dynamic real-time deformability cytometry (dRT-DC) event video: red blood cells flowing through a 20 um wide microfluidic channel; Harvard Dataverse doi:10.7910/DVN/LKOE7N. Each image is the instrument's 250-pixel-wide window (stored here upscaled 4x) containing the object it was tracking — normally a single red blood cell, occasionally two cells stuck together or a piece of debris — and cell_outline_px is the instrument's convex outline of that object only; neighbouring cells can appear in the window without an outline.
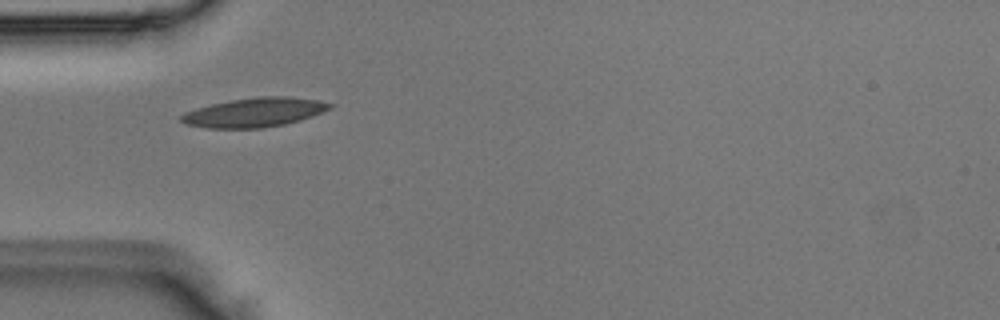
{"species": "Egyptian fruit bat (a non-hibernating species)", "species_latin": "Rousettus aegyptiacus", "temperature_condition": "room temperature", "stored_images_in_passage": 1, "camera_frame_rate_fps": 3000, "um_per_image_px": 0.085, "animal": {"sex": "male"}, "frame": {"image": 1, "passage_image": 1, "time_ms": 0.0, "image_size_px": [1000, 320], "cell_outline_px": [[336, 104], [332, 108], [300, 120], [284, 124], [260, 128], [204, 128], [188, 124], [180, 120], [180, 116], [184, 112], [196, 108], [212, 104], [232, 100], [260, 96], [288, 96], [320, 100]], "centroid_in_image_um": [21.66, 9.54], "position_along_channel_um": 63.3, "area_um2": 25.26}}